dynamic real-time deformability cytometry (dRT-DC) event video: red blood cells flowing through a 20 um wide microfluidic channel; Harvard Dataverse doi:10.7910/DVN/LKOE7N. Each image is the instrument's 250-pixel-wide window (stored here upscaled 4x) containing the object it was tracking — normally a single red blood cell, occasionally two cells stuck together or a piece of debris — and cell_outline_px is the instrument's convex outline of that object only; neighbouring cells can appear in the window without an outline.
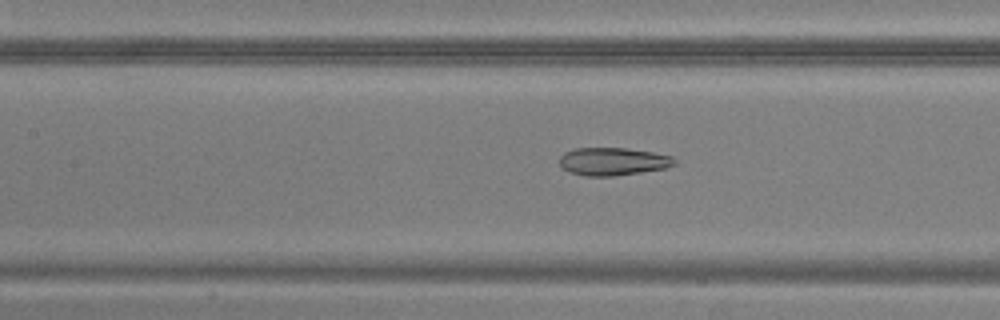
{"species": "common noctule bat (a hibernating species)", "species_latin": "Nyctalus noctula", "temperature_condition": "warm", "stored_images_in_passage": 44, "camera_frame_rate_fps": 3000, "um_per_image_px": 0.085, "animal": {"sex": "male", "body_mass_g": 20.5, "forearm_length_mm": 52.5}, "frame": {"image": 1, "passage_image": 17, "time_ms": 5.333, "image_size_px": [1000, 320], "cell_outline_px": [[676, 164], [664, 168], [616, 176], [584, 176], [572, 172], [564, 168], [560, 164], [560, 156], [564, 152], [576, 148], [624, 148], [652, 152], [672, 156], [676, 160]], "centroid_in_image_um": [52.1, 13.72], "position_along_channel_um": 155.3, "area_um2": 18.5}}
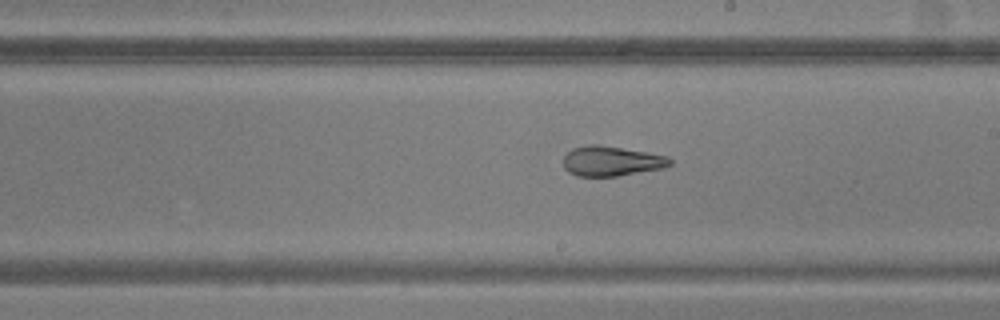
{"frame": {"image": 2, "passage_image": 23, "time_ms": 7.333, "image_size_px": [1000, 320], "cell_outline_px": [[672, 164], [664, 168], [616, 176], [576, 176], [568, 172], [564, 168], [564, 156], [572, 148], [588, 144], [596, 144], [668, 156], [672, 160]], "centroid_in_image_um": [51.95, 13.7], "position_along_channel_um": 237.0, "area_um2": 18.5}}
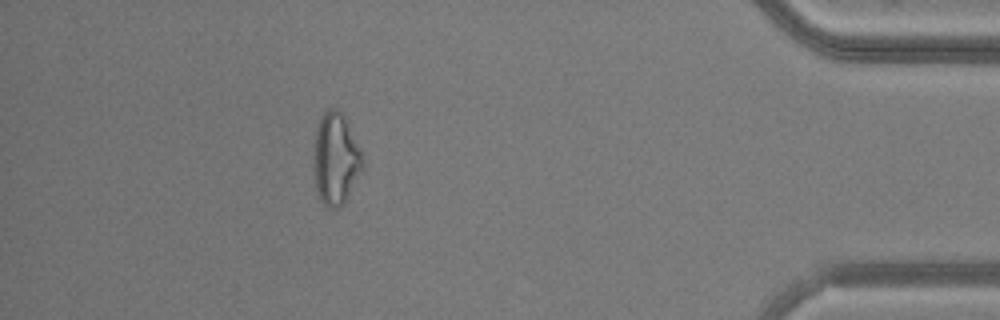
{"frame": {"image": 3, "passage_image": 39, "time_ms": 12.667, "image_size_px": [1000, 320], "cell_outline_px": [[364, 168], [344, 204], [340, 208], [328, 208], [320, 200], [316, 188], [316, 128], [320, 116], [328, 108], [336, 108], [344, 116], [360, 148]], "centroid_in_image_um": [28.58, 13.52], "position_along_channel_um": 406.6, "area_um2": 25.72}}